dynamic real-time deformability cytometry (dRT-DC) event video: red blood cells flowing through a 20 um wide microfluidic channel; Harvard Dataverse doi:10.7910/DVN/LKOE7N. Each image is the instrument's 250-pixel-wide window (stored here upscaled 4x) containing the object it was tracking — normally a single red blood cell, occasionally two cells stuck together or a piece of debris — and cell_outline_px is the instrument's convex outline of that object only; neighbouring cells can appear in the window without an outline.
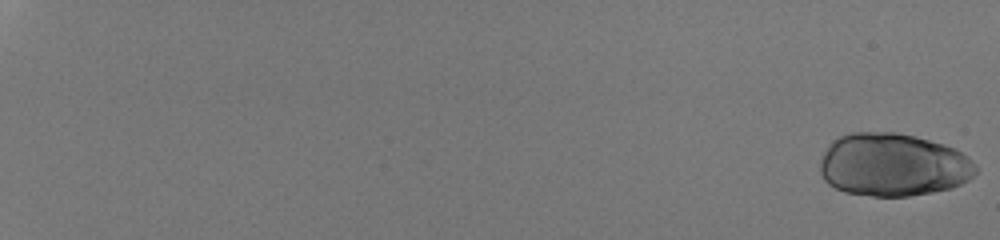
{"species": "human", "species_latin": "Homo sapiens", "temperature_condition": "room temperature", "stored_images_in_passage": 33, "camera_frame_rate_fps": 3000, "um_per_image_px": 0.085, "donor": {"sex": "male"}, "frame": {"image": 1, "passage_image": 1, "time_ms": 0.0, "image_size_px": [1000, 240], "cell_outline_px": [[976, 172], [968, 180], [952, 188], [932, 192], [908, 196], [872, 196], [844, 192], [828, 184], [824, 180], [820, 172], [820, 160], [824, 152], [832, 140], [840, 136], [852, 132], [896, 132], [916, 136], [944, 144], [956, 148], [968, 156], [976, 164]], "centroid_in_image_um": [75.91, 14.0], "position_along_channel_um": 9.1, "area_um2": 57.57}}
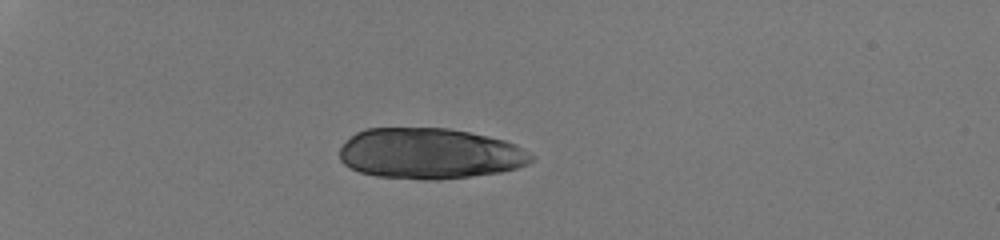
{"frame": {"image": 2, "passage_image": 19, "time_ms": 6.0, "image_size_px": [1000, 240], "cell_outline_px": [[536, 156], [528, 164], [516, 168], [500, 172], [472, 176], [436, 180], [424, 180], [376, 176], [360, 172], [348, 168], [340, 160], [340, 148], [356, 132], [364, 128], [448, 128], [488, 136], [504, 140], [516, 144]], "centroid_in_image_um": [36.53, 13.06], "position_along_channel_um": 48.5, "area_um2": 56.99}}